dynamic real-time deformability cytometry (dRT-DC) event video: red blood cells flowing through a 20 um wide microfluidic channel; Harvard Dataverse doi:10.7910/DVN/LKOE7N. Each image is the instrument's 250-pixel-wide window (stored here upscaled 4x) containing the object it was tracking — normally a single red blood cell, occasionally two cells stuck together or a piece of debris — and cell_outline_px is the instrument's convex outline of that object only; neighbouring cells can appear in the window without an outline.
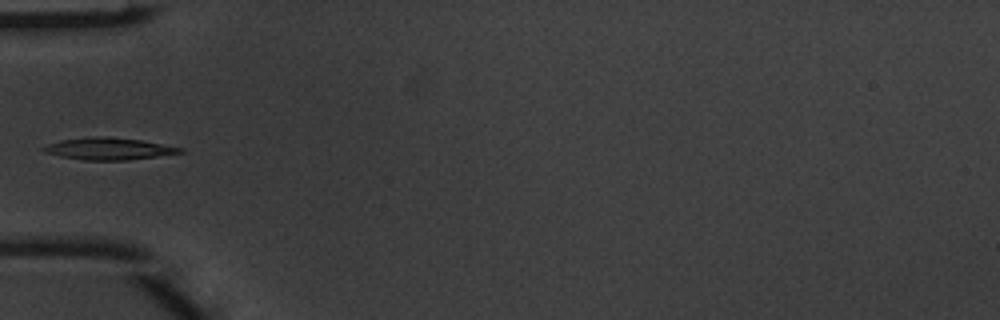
{"species": "common noctule bat (a hibernating species)", "species_latin": "Nyctalus noctula", "temperature_condition": "warm", "stored_images_in_passage": 4, "camera_frame_rate_fps": 3000, "um_per_image_px": 0.085, "animal": {"sex": "male", "body_mass_g": 20.1, "forearm_length_mm": 53.5}, "frame": {"image": 1, "passage_image": 4, "time_ms": 1.0, "image_size_px": [1000, 320], "cell_outline_px": [[184, 152], [128, 160], [84, 160], [60, 156], [44, 152], [40, 148], [48, 144], [60, 140], [92, 136], [108, 136], [140, 140], [184, 148]], "centroid_in_image_um": [9.21, 12.63], "position_along_channel_um": 75.8, "area_um2": 17.46}}